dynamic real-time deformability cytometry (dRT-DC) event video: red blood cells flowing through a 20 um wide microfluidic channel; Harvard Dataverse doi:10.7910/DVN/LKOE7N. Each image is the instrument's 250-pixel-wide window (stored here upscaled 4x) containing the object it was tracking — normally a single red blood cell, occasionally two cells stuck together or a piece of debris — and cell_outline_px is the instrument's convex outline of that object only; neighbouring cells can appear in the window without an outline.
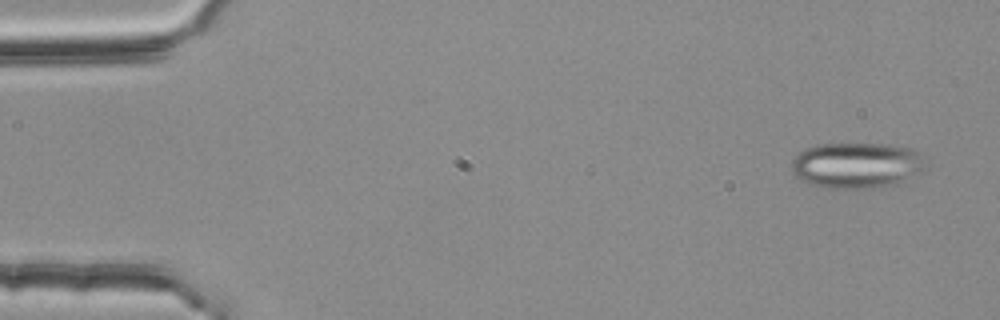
{"species": "common noctule bat (a hibernating species)", "species_latin": "Nyctalus noctula", "temperature_condition": "room temperature", "stored_images_in_passage": 4, "camera_frame_rate_fps": 3000, "um_per_image_px": 0.085, "animal": {"sex": "female", "body_mass_g": 25.1}, "frame": {"image": 1, "passage_image": 1, "time_ms": 0.0, "image_size_px": [1000, 320], "cell_outline_px": [[924, 168], [920, 172], [896, 184], [872, 188], [828, 188], [808, 184], [800, 180], [792, 172], [792, 160], [804, 148], [816, 144], [888, 144], [912, 148], [924, 156]], "centroid_in_image_um": [72.8, 14.04], "position_along_channel_um": 12.2, "area_um2": 35.95}}